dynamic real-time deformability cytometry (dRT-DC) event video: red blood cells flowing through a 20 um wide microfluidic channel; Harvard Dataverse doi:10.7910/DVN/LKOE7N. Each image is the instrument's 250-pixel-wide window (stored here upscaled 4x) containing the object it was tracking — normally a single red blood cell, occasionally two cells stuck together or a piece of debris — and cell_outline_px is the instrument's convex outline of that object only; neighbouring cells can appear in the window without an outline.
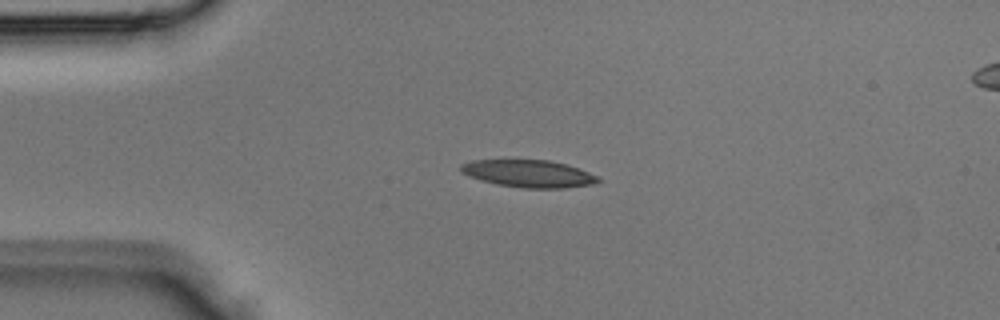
{"species": "Egyptian fruit bat (a non-hibernating species)", "species_latin": "Rousettus aegyptiacus", "temperature_condition": "room temperature", "stored_images_in_passage": 2, "camera_frame_rate_fps": 3000, "um_per_image_px": 0.085, "animal": {"sex": "male"}, "frame": {"image": 1, "passage_image": 1, "time_ms": 0.0, "image_size_px": [1000, 320], "cell_outline_px": [[600, 180], [596, 184], [564, 188], [528, 188], [496, 184], [468, 176], [460, 172], [460, 164], [472, 160], [548, 160], [568, 164], [580, 168], [600, 176]], "centroid_in_image_um": [44.98, 14.75], "position_along_channel_um": 40.0, "area_um2": 22.08}}